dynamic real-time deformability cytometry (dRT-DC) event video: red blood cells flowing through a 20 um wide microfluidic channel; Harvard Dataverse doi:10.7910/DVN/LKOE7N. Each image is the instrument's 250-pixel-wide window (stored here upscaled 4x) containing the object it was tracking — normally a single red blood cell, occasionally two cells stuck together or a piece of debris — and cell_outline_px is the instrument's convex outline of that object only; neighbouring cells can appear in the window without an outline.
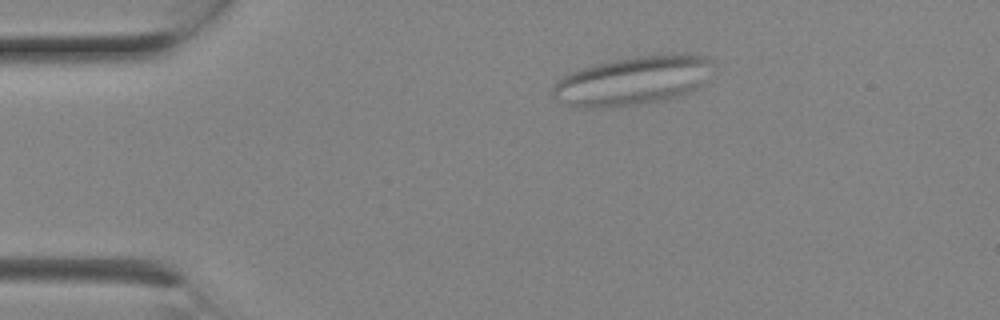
{"species": "Egyptian fruit bat (a non-hibernating species)", "species_latin": "Rousettus aegyptiacus", "temperature_condition": "room temperature", "stored_images_in_passage": 4, "camera_frame_rate_fps": 3000, "um_per_image_px": 0.085, "animal": {"sex": "female"}, "frame": {"image": 1, "passage_image": 2, "time_ms": 0.333, "image_size_px": [1000, 320], "cell_outline_px": [[716, 64], [708, 84], [680, 96], [668, 100], [612, 108], [576, 108], [552, 100], [552, 88], [564, 76], [572, 72], [584, 68], [600, 64], [620, 60], [644, 56], [704, 56], [716, 60]], "centroid_in_image_um": [53.86, 6.93], "position_along_channel_um": 31.1, "area_um2": 45.78}}